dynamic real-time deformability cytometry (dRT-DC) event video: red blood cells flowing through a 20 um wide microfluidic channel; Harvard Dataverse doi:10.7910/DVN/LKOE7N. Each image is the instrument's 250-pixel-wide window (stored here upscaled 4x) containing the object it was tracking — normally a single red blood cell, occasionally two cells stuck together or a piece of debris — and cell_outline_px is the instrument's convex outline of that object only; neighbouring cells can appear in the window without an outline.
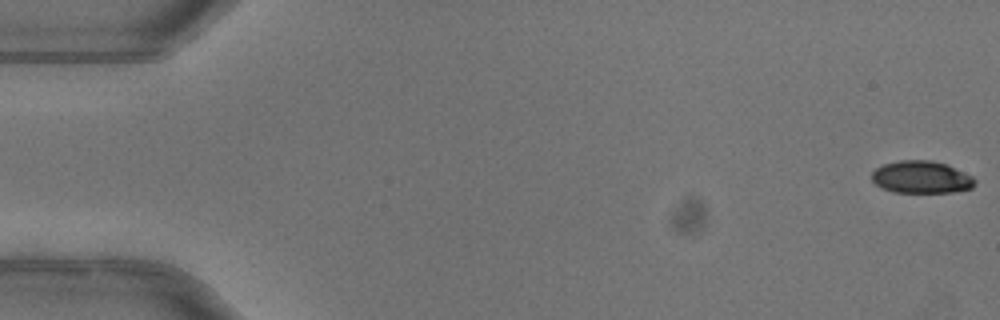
{"species": "common noctule bat (a hibernating species)", "species_latin": "Nyctalus noctula", "temperature_condition": "warm", "stored_images_in_passage": 52, "camera_frame_rate_fps": 3000, "um_per_image_px": 0.085, "animal": {"sex": "female"}, "frame": {"image": 1, "passage_image": 1, "time_ms": 0.0, "image_size_px": [1000, 320], "cell_outline_px": [[976, 184], [972, 188], [952, 192], [892, 192], [880, 188], [872, 180], [872, 172], [876, 168], [884, 164], [900, 160], [932, 160], [948, 164], [972, 176], [976, 180]], "centroid_in_image_um": [78.32, 15.05], "position_along_channel_um": 6.7, "area_um2": 19.59}}
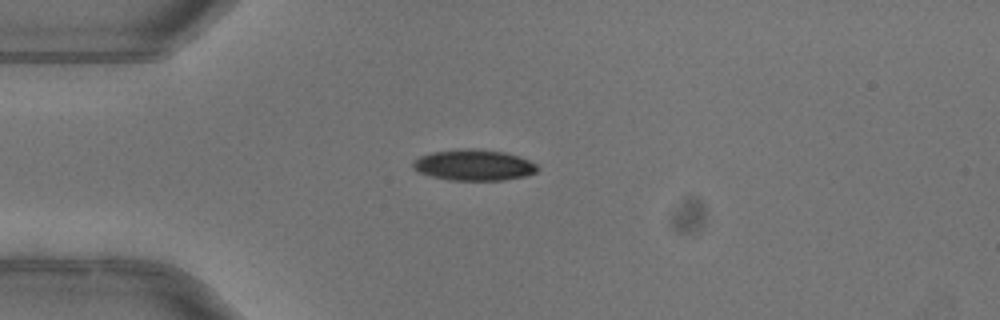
{"frame": {"image": 2, "passage_image": 14, "time_ms": 4.333, "image_size_px": [1000, 320], "cell_outline_px": [[540, 168], [536, 172], [524, 176], [504, 180], [452, 180], [432, 176], [420, 172], [412, 168], [412, 164], [420, 156], [432, 152], [464, 148], [476, 148], [504, 152], [528, 160], [536, 164]], "centroid_in_image_um": [40.28, 14.02], "position_along_channel_um": 44.7, "area_um2": 22.31}}
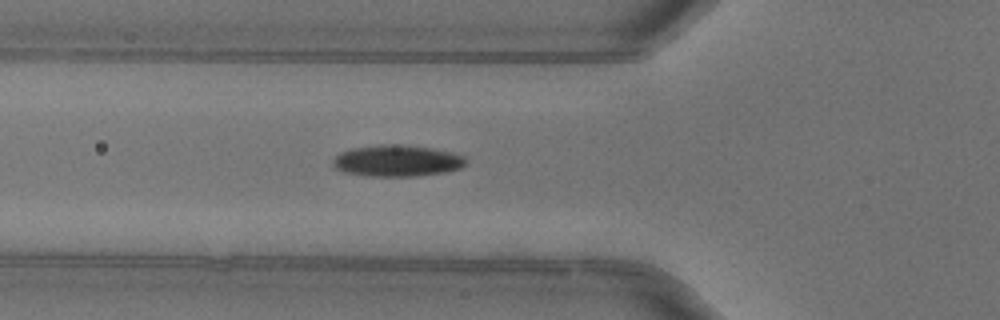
{"frame": {"image": 3, "passage_image": 19, "time_ms": 6.0, "image_size_px": [1000, 320], "cell_outline_px": [[468, 160], [460, 168], [444, 172], [416, 176], [368, 176], [344, 172], [336, 168], [332, 164], [332, 160], [340, 152], [352, 148], [380, 144], [404, 144], [432, 148], [452, 152], [464, 156]], "centroid_in_image_um": [33.74, 13.65], "position_along_channel_um": 92.1, "area_um2": 24.51}, "authors_computed_cell_mechanics": {"area_um2": 22.7443, "velocity_mm_per_s": 4.0418, "shape_relaxation_time_tau1_ms": 6.3076, "shape_relaxation_time_tau2_ms": 3.7633, "deformation_change_tau1": 0.2009, "deformation_change_tau2": 0.0813}}